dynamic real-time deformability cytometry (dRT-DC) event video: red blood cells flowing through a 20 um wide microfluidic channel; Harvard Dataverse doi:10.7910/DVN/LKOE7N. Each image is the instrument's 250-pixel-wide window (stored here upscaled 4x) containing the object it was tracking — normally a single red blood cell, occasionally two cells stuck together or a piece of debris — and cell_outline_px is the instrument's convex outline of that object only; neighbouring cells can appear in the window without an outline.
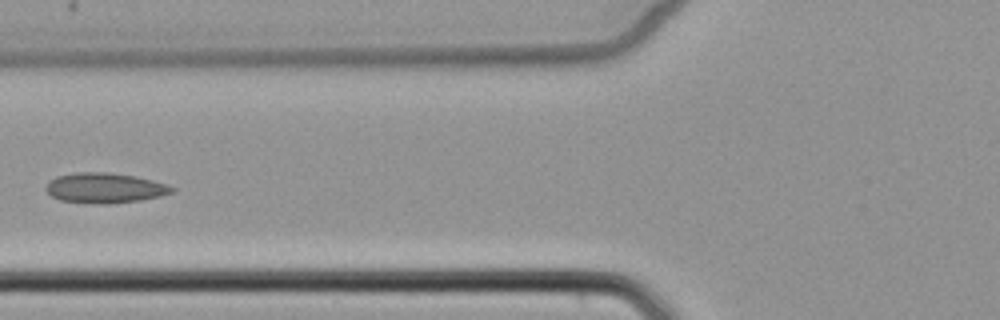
{"species": "common noctule bat (a hibernating species)", "species_latin": "Nyctalus noctula", "temperature_condition": "cold", "stored_images_in_passage": 5, "camera_frame_rate_fps": 3000, "um_per_image_px": 0.085, "animal": {"sex": "female", "body_mass_g": 22.7, "forearm_length_mm": 54.2}, "frame": {"image": 1, "passage_image": 5, "time_ms": 5.0, "image_size_px": [1000, 320], "cell_outline_px": [[176, 188], [172, 192], [160, 196], [140, 200], [108, 204], [92, 204], [60, 200], [52, 196], [44, 188], [48, 180], [56, 176], [76, 172], [108, 172], [132, 176], [152, 180], [168, 184]], "centroid_in_image_um": [8.87, 15.98], "position_along_channel_um": 116.9, "area_um2": 22.25}}